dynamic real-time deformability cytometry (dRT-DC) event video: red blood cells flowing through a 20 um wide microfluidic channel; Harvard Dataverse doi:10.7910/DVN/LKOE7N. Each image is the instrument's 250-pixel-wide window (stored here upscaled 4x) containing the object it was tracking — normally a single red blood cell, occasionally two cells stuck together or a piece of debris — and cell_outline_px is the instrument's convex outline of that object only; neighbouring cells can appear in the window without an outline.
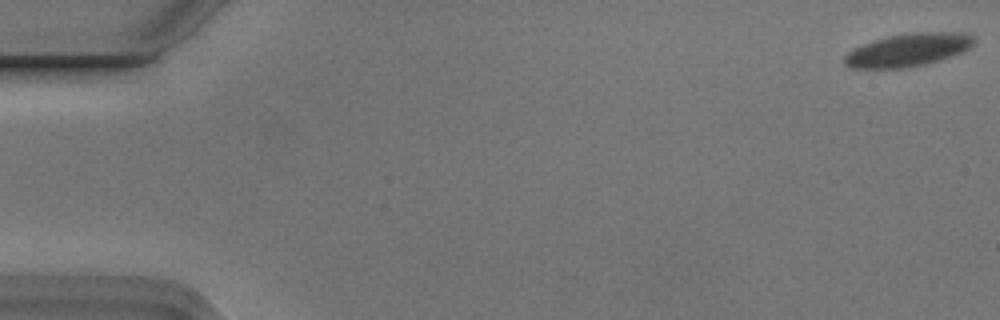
{"species": "Egyptian fruit bat (a non-hibernating species)", "species_latin": "Rousettus aegyptiacus", "temperature_condition": "cold", "stored_images_in_passage": 6, "camera_frame_rate_fps": 3000, "um_per_image_px": 0.085, "animal": {"sex": "male"}, "frame": {"image": 1, "passage_image": 1, "time_ms": 0.0, "image_size_px": [1000, 320], "cell_outline_px": [[972, 44], [968, 48], [960, 52], [924, 64], [908, 68], [848, 68], [844, 64], [844, 56], [852, 48], [888, 36], [912, 32], [952, 32], [972, 36]], "centroid_in_image_um": [77.08, 4.25], "position_along_channel_um": 7.9, "area_um2": 24.33}}
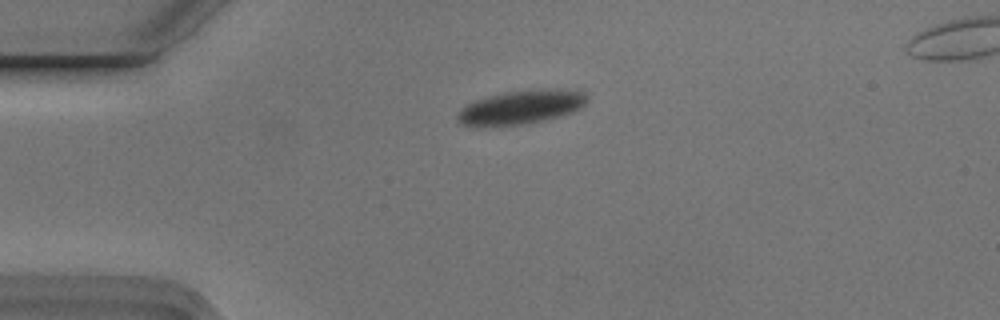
{"frame": {"image": 2, "passage_image": 4, "time_ms": 1.0, "image_size_px": [1000, 320], "cell_outline_px": [[588, 100], [580, 108], [572, 112], [560, 116], [544, 120], [520, 124], [464, 124], [456, 120], [456, 116], [460, 108], [464, 104], [472, 100], [504, 92], [532, 88], [580, 88], [588, 96]], "centroid_in_image_um": [44.38, 9.03], "position_along_channel_um": 40.6, "area_um2": 25.84}}
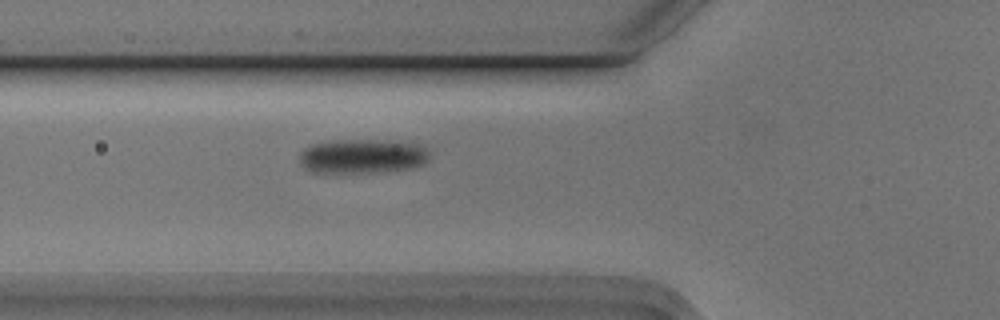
{"frame": {"image": 3, "passage_image": 6, "time_ms": 1.667, "image_size_px": [1000, 320], "cell_outline_px": [[432, 152], [428, 160], [424, 164], [412, 168], [368, 172], [312, 172], [304, 168], [300, 164], [300, 152], [308, 144], [328, 140], [412, 140], [424, 144]], "centroid_in_image_um": [30.89, 13.23], "position_along_channel_um": 94.9, "area_um2": 26.93}}